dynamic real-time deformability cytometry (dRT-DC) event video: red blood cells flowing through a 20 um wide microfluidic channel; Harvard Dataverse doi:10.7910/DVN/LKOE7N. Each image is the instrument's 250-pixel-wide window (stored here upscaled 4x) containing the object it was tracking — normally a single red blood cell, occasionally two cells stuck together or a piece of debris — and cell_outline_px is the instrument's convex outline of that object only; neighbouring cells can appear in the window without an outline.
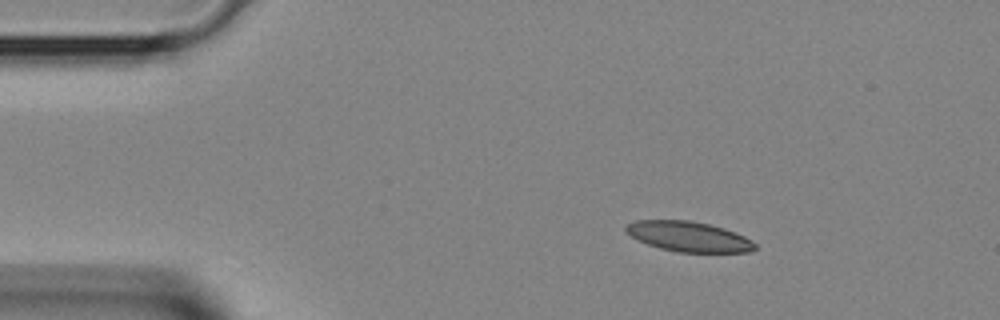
{"species": "Egyptian fruit bat (a non-hibernating species)", "species_latin": "Rousettus aegyptiacus", "temperature_condition": "room temperature", "stored_images_in_passage": 3, "camera_frame_rate_fps": 3000, "um_per_image_px": 0.085, "animal": {"sex": "female"}, "frame": {"image": 1, "passage_image": 1, "time_ms": 0.0, "image_size_px": [1000, 320], "cell_outline_px": [[756, 248], [748, 252], [680, 252], [660, 248], [648, 244], [624, 232], [624, 228], [628, 224], [636, 220], [688, 220], [708, 224], [724, 228], [736, 232], [752, 240], [756, 244]], "centroid_in_image_um": [58.55, 20.1], "position_along_channel_um": 26.5, "area_um2": 22.54}}
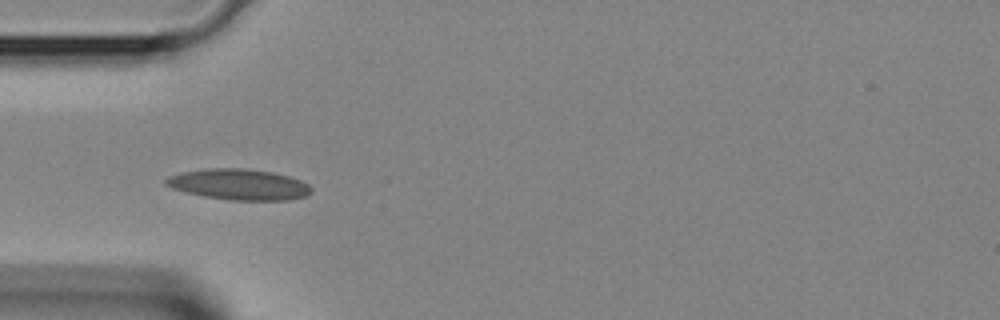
{"frame": {"image": 2, "passage_image": 3, "time_ms": 0.667, "image_size_px": [1000, 320], "cell_outline_px": [[312, 192], [308, 196], [288, 200], [228, 200], [204, 196], [172, 188], [164, 184], [164, 180], [168, 176], [180, 172], [204, 168], [244, 168], [272, 172], [288, 176], [300, 180], [308, 184], [312, 188]], "centroid_in_image_um": [20.31, 15.67], "position_along_channel_um": 64.7, "area_um2": 26.3}}